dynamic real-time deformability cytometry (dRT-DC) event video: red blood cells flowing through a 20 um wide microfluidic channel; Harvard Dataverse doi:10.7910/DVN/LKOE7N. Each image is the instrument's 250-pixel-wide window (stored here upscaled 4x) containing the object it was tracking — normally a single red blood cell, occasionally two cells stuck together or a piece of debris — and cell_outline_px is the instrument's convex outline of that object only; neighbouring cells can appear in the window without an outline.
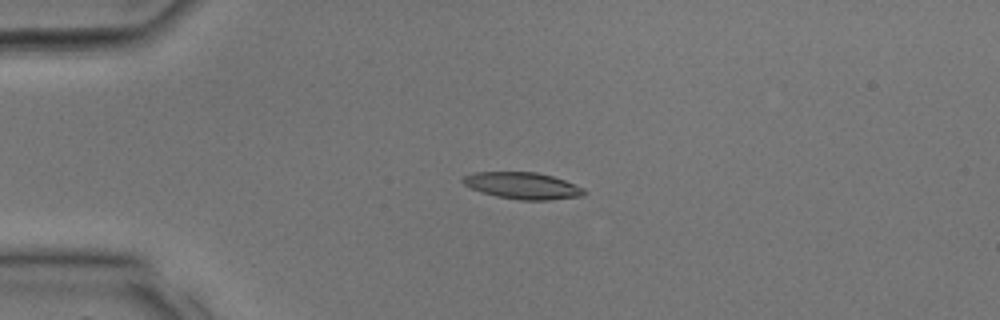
{"species": "common noctule bat (a hibernating species)", "species_latin": "Nyctalus noctula", "temperature_condition": "room temperature", "stored_images_in_passage": 14, "camera_frame_rate_fps": 3000, "um_per_image_px": 0.085, "animal": {"sex": "male", "body_mass_g": 17.9, "forearm_length_mm": 54.2}, "frame": {"image": 1, "passage_image": 6, "time_ms": 1.667, "image_size_px": [1000, 320], "cell_outline_px": [[588, 192], [584, 196], [548, 200], [520, 200], [496, 196], [480, 192], [464, 184], [460, 180], [464, 176], [472, 172], [536, 172], [552, 176], [564, 180], [584, 188]], "centroid_in_image_um": [44.43, 15.78], "position_along_channel_um": 40.6, "area_um2": 18.96}}
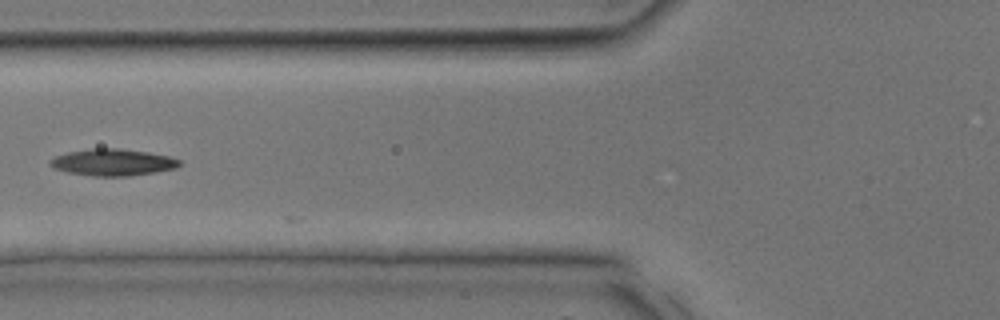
{"frame": {"image": 2, "passage_image": 11, "time_ms": 3.333, "image_size_px": [1000, 320], "cell_outline_px": [[180, 164], [176, 168], [156, 172], [128, 176], [92, 176], [68, 172], [52, 168], [48, 164], [48, 160], [56, 156], [68, 152], [92, 148], [120, 148], [148, 152], [168, 156], [180, 160]], "centroid_in_image_um": [9.55, 13.79], "position_along_channel_um": 116.2, "area_um2": 20.23}}